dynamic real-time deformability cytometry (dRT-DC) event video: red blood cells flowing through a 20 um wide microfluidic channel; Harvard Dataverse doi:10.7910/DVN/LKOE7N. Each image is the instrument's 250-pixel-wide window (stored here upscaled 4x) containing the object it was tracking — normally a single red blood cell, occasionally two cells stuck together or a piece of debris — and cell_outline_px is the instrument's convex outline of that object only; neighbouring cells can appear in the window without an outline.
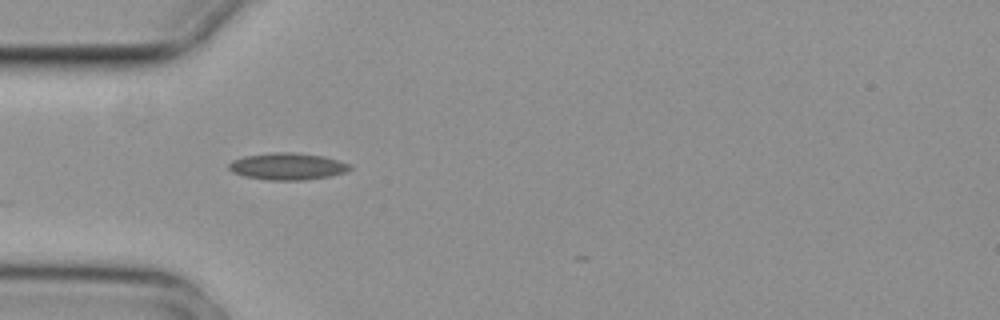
{"species": "common noctule bat (a hibernating species)", "species_latin": "Nyctalus noctula", "temperature_condition": "cold", "stored_images_in_passage": 1, "camera_frame_rate_fps": 3000, "um_per_image_px": 0.085, "animal": {"sex": "female", "body_mass_g": 29.2, "forearm_length_mm": 56.3}, "frame": {"image": 1, "passage_image": 1, "time_ms": 0.0, "image_size_px": [1000, 320], "cell_outline_px": [[352, 168], [344, 172], [332, 176], [304, 180], [268, 180], [244, 176], [232, 172], [228, 168], [228, 164], [232, 160], [244, 156], [272, 152], [292, 152], [324, 156], [352, 164]], "centroid_in_image_um": [24.44, 14.14], "position_along_channel_um": 60.6, "area_um2": 19.13}}